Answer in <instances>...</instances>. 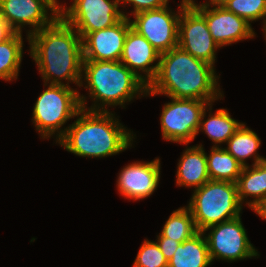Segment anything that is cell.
Segmentation results:
<instances>
[{"instance_id":"cell-29","label":"cell","mask_w":266,"mask_h":267,"mask_svg":"<svg viewBox=\"0 0 266 267\" xmlns=\"http://www.w3.org/2000/svg\"><path fill=\"white\" fill-rule=\"evenodd\" d=\"M14 33L9 23L0 15V43L8 40Z\"/></svg>"},{"instance_id":"cell-10","label":"cell","mask_w":266,"mask_h":267,"mask_svg":"<svg viewBox=\"0 0 266 267\" xmlns=\"http://www.w3.org/2000/svg\"><path fill=\"white\" fill-rule=\"evenodd\" d=\"M190 0H181L175 12L165 7L136 13L130 19L132 28L145 37L160 53L178 46V23L182 9Z\"/></svg>"},{"instance_id":"cell-25","label":"cell","mask_w":266,"mask_h":267,"mask_svg":"<svg viewBox=\"0 0 266 267\" xmlns=\"http://www.w3.org/2000/svg\"><path fill=\"white\" fill-rule=\"evenodd\" d=\"M220 5L249 24L263 20V28L266 26V0H223Z\"/></svg>"},{"instance_id":"cell-5","label":"cell","mask_w":266,"mask_h":267,"mask_svg":"<svg viewBox=\"0 0 266 267\" xmlns=\"http://www.w3.org/2000/svg\"><path fill=\"white\" fill-rule=\"evenodd\" d=\"M47 86L38 96L32 113V122L42 139L56 137L57 142L66 132L64 125L74 119L82 109L78 88L65 85L43 84ZM63 126V128H62Z\"/></svg>"},{"instance_id":"cell-8","label":"cell","mask_w":266,"mask_h":267,"mask_svg":"<svg viewBox=\"0 0 266 267\" xmlns=\"http://www.w3.org/2000/svg\"><path fill=\"white\" fill-rule=\"evenodd\" d=\"M206 231H209L208 234ZM203 232L207 239L212 263L215 259L232 263L260 256L249 241L241 216L209 226Z\"/></svg>"},{"instance_id":"cell-14","label":"cell","mask_w":266,"mask_h":267,"mask_svg":"<svg viewBox=\"0 0 266 267\" xmlns=\"http://www.w3.org/2000/svg\"><path fill=\"white\" fill-rule=\"evenodd\" d=\"M161 163L159 157L150 162L135 161L124 166L117 178V190L131 201L150 197L160 181Z\"/></svg>"},{"instance_id":"cell-21","label":"cell","mask_w":266,"mask_h":267,"mask_svg":"<svg viewBox=\"0 0 266 267\" xmlns=\"http://www.w3.org/2000/svg\"><path fill=\"white\" fill-rule=\"evenodd\" d=\"M224 149L230 153L243 166L249 165L246 160L254 158L252 165L265 161L266 157L260 156L257 150L261 146V138L248 128L245 123L236 130L234 135L226 142Z\"/></svg>"},{"instance_id":"cell-2","label":"cell","mask_w":266,"mask_h":267,"mask_svg":"<svg viewBox=\"0 0 266 267\" xmlns=\"http://www.w3.org/2000/svg\"><path fill=\"white\" fill-rule=\"evenodd\" d=\"M216 68L178 46L160 54L158 71L146 96L165 95L207 101L223 100Z\"/></svg>"},{"instance_id":"cell-4","label":"cell","mask_w":266,"mask_h":267,"mask_svg":"<svg viewBox=\"0 0 266 267\" xmlns=\"http://www.w3.org/2000/svg\"><path fill=\"white\" fill-rule=\"evenodd\" d=\"M82 86L94 102L87 107L88 98L79 94L81 108L88 111L108 112L109 106L125 109V103L146 97L148 92V85L121 61L83 60Z\"/></svg>"},{"instance_id":"cell-17","label":"cell","mask_w":266,"mask_h":267,"mask_svg":"<svg viewBox=\"0 0 266 267\" xmlns=\"http://www.w3.org/2000/svg\"><path fill=\"white\" fill-rule=\"evenodd\" d=\"M176 185L194 190L210 180L206 152L202 144L186 146L178 163Z\"/></svg>"},{"instance_id":"cell-26","label":"cell","mask_w":266,"mask_h":267,"mask_svg":"<svg viewBox=\"0 0 266 267\" xmlns=\"http://www.w3.org/2000/svg\"><path fill=\"white\" fill-rule=\"evenodd\" d=\"M142 243L133 267H168V261L156 241L144 239Z\"/></svg>"},{"instance_id":"cell-6","label":"cell","mask_w":266,"mask_h":267,"mask_svg":"<svg viewBox=\"0 0 266 267\" xmlns=\"http://www.w3.org/2000/svg\"><path fill=\"white\" fill-rule=\"evenodd\" d=\"M198 231L241 216L243 205L238 199L237 184L228 181L209 180L193 190L186 206Z\"/></svg>"},{"instance_id":"cell-32","label":"cell","mask_w":266,"mask_h":267,"mask_svg":"<svg viewBox=\"0 0 266 267\" xmlns=\"http://www.w3.org/2000/svg\"><path fill=\"white\" fill-rule=\"evenodd\" d=\"M264 35H265V40H266V31H263ZM266 42V41H265Z\"/></svg>"},{"instance_id":"cell-13","label":"cell","mask_w":266,"mask_h":267,"mask_svg":"<svg viewBox=\"0 0 266 267\" xmlns=\"http://www.w3.org/2000/svg\"><path fill=\"white\" fill-rule=\"evenodd\" d=\"M189 3L205 18L209 32L220 48L255 37L252 25L227 11L222 5L208 1Z\"/></svg>"},{"instance_id":"cell-3","label":"cell","mask_w":266,"mask_h":267,"mask_svg":"<svg viewBox=\"0 0 266 267\" xmlns=\"http://www.w3.org/2000/svg\"><path fill=\"white\" fill-rule=\"evenodd\" d=\"M112 112L81 109L56 143L86 158H103L127 150L132 147L136 134L126 129Z\"/></svg>"},{"instance_id":"cell-16","label":"cell","mask_w":266,"mask_h":267,"mask_svg":"<svg viewBox=\"0 0 266 267\" xmlns=\"http://www.w3.org/2000/svg\"><path fill=\"white\" fill-rule=\"evenodd\" d=\"M159 59L160 53L131 27L125 38L120 61L149 85L157 74Z\"/></svg>"},{"instance_id":"cell-22","label":"cell","mask_w":266,"mask_h":267,"mask_svg":"<svg viewBox=\"0 0 266 267\" xmlns=\"http://www.w3.org/2000/svg\"><path fill=\"white\" fill-rule=\"evenodd\" d=\"M206 157L210 180L237 182L244 166L223 147L212 146Z\"/></svg>"},{"instance_id":"cell-27","label":"cell","mask_w":266,"mask_h":267,"mask_svg":"<svg viewBox=\"0 0 266 267\" xmlns=\"http://www.w3.org/2000/svg\"><path fill=\"white\" fill-rule=\"evenodd\" d=\"M120 6L125 5L122 9L127 7L126 5H132L133 10L130 11V17L136 13L154 10L165 7L169 4V0H119Z\"/></svg>"},{"instance_id":"cell-9","label":"cell","mask_w":266,"mask_h":267,"mask_svg":"<svg viewBox=\"0 0 266 267\" xmlns=\"http://www.w3.org/2000/svg\"><path fill=\"white\" fill-rule=\"evenodd\" d=\"M68 7L60 4V16L83 38L86 34L116 24L127 12L119 10V0H71Z\"/></svg>"},{"instance_id":"cell-7","label":"cell","mask_w":266,"mask_h":267,"mask_svg":"<svg viewBox=\"0 0 266 267\" xmlns=\"http://www.w3.org/2000/svg\"><path fill=\"white\" fill-rule=\"evenodd\" d=\"M165 103L160 114L162 138L179 144H190L197 136L202 112L207 101L174 98Z\"/></svg>"},{"instance_id":"cell-12","label":"cell","mask_w":266,"mask_h":267,"mask_svg":"<svg viewBox=\"0 0 266 267\" xmlns=\"http://www.w3.org/2000/svg\"><path fill=\"white\" fill-rule=\"evenodd\" d=\"M178 47L215 67L220 46L211 36L205 18L188 3L178 23Z\"/></svg>"},{"instance_id":"cell-24","label":"cell","mask_w":266,"mask_h":267,"mask_svg":"<svg viewBox=\"0 0 266 267\" xmlns=\"http://www.w3.org/2000/svg\"><path fill=\"white\" fill-rule=\"evenodd\" d=\"M198 232L190 210L183 206L170 214L157 237H168L183 243Z\"/></svg>"},{"instance_id":"cell-30","label":"cell","mask_w":266,"mask_h":267,"mask_svg":"<svg viewBox=\"0 0 266 267\" xmlns=\"http://www.w3.org/2000/svg\"><path fill=\"white\" fill-rule=\"evenodd\" d=\"M262 219L266 220V198L262 200L256 207L252 209Z\"/></svg>"},{"instance_id":"cell-23","label":"cell","mask_w":266,"mask_h":267,"mask_svg":"<svg viewBox=\"0 0 266 267\" xmlns=\"http://www.w3.org/2000/svg\"><path fill=\"white\" fill-rule=\"evenodd\" d=\"M23 33L15 32L8 40L0 43V79L14 81L18 79L23 59Z\"/></svg>"},{"instance_id":"cell-19","label":"cell","mask_w":266,"mask_h":267,"mask_svg":"<svg viewBox=\"0 0 266 267\" xmlns=\"http://www.w3.org/2000/svg\"><path fill=\"white\" fill-rule=\"evenodd\" d=\"M236 184L240 203L252 210L266 198V160L244 166Z\"/></svg>"},{"instance_id":"cell-18","label":"cell","mask_w":266,"mask_h":267,"mask_svg":"<svg viewBox=\"0 0 266 267\" xmlns=\"http://www.w3.org/2000/svg\"><path fill=\"white\" fill-rule=\"evenodd\" d=\"M213 105V103H210L202 112L197 135L199 132H203L210 140H212L214 143L213 147H221V144H225L243 122H239L232 118L229 111L224 108L217 109L216 112L212 114ZM206 111H209L207 119Z\"/></svg>"},{"instance_id":"cell-31","label":"cell","mask_w":266,"mask_h":267,"mask_svg":"<svg viewBox=\"0 0 266 267\" xmlns=\"http://www.w3.org/2000/svg\"><path fill=\"white\" fill-rule=\"evenodd\" d=\"M209 1L220 4L223 0H209Z\"/></svg>"},{"instance_id":"cell-1","label":"cell","mask_w":266,"mask_h":267,"mask_svg":"<svg viewBox=\"0 0 266 267\" xmlns=\"http://www.w3.org/2000/svg\"><path fill=\"white\" fill-rule=\"evenodd\" d=\"M29 54L45 84H75L80 88L83 69L82 38L61 16L29 36ZM65 80V83L64 81Z\"/></svg>"},{"instance_id":"cell-11","label":"cell","mask_w":266,"mask_h":267,"mask_svg":"<svg viewBox=\"0 0 266 267\" xmlns=\"http://www.w3.org/2000/svg\"><path fill=\"white\" fill-rule=\"evenodd\" d=\"M0 15L18 33L26 32L29 36L43 27L49 26L60 16V1L58 0H0Z\"/></svg>"},{"instance_id":"cell-15","label":"cell","mask_w":266,"mask_h":267,"mask_svg":"<svg viewBox=\"0 0 266 267\" xmlns=\"http://www.w3.org/2000/svg\"><path fill=\"white\" fill-rule=\"evenodd\" d=\"M130 18L123 17L113 26L93 31L82 38L83 60L120 61Z\"/></svg>"},{"instance_id":"cell-20","label":"cell","mask_w":266,"mask_h":267,"mask_svg":"<svg viewBox=\"0 0 266 267\" xmlns=\"http://www.w3.org/2000/svg\"><path fill=\"white\" fill-rule=\"evenodd\" d=\"M211 264L207 239L201 231L180 243L168 261V267H208Z\"/></svg>"},{"instance_id":"cell-28","label":"cell","mask_w":266,"mask_h":267,"mask_svg":"<svg viewBox=\"0 0 266 267\" xmlns=\"http://www.w3.org/2000/svg\"><path fill=\"white\" fill-rule=\"evenodd\" d=\"M156 240L161 252L165 256L167 261H169L173 257V254L178 248L180 242L172 240L171 238L168 237H157Z\"/></svg>"}]
</instances>
